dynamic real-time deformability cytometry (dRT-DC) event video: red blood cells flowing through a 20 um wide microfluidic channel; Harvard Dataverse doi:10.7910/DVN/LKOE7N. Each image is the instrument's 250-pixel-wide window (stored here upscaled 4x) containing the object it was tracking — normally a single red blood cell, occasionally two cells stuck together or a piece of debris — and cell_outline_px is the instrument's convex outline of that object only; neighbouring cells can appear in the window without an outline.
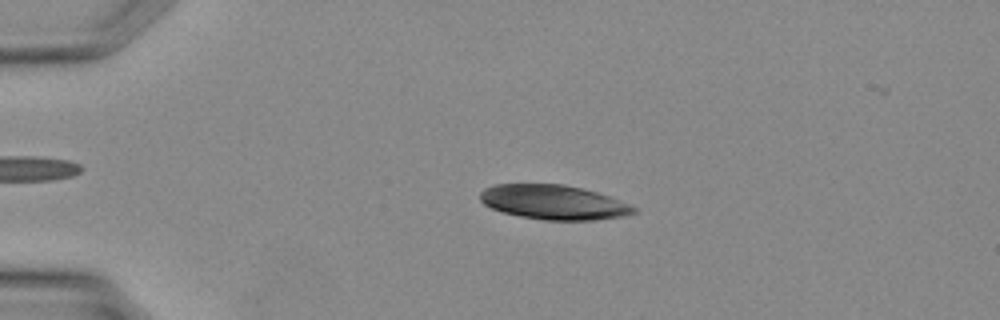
{"species": "Egyptian fruit bat (a non-hibernating species)", "species_latin": "Rousettus aegyptiacus", "temperature_condition": "warm", "stored_images_in_passage": 15, "camera_frame_rate_fps": 3000, "um_per_image_px": 0.085, "animal": {"sex": "female"}, "frame": {"image": 1, "passage_image": 5, "time_ms": 1.333, "image_size_px": [1000, 320], "cell_outline_px": [[636, 212], [624, 216], [596, 220], [544, 220], [520, 216], [504, 212], [492, 208], [484, 204], [480, 200], [480, 192], [484, 188], [496, 184], [564, 184], [596, 192], [608, 196], [628, 204], [636, 208]], "centroid_in_image_um": [47.04, 17.19], "position_along_channel_um": 38.0, "area_um2": 30.69}}
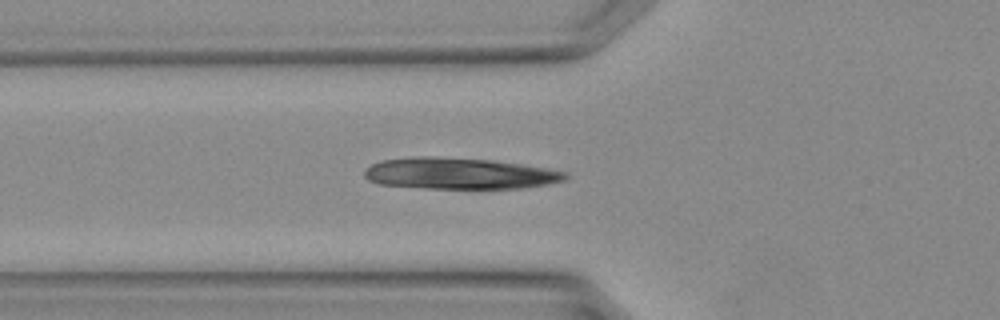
{"frame": {"image": 2, "passage_image": 10, "time_ms": 3.0, "image_size_px": [1000, 320], "cell_outline_px": [[568, 180], [548, 184], [520, 188], [424, 188], [380, 184], [368, 180], [364, 176], [364, 168], [380, 160], [416, 156], [436, 156], [496, 160], [524, 164], [548, 168], [568, 172]], "centroid_in_image_um": [39.07, 14.73], "position_along_channel_um": 86.7, "area_um2": 37.17}}
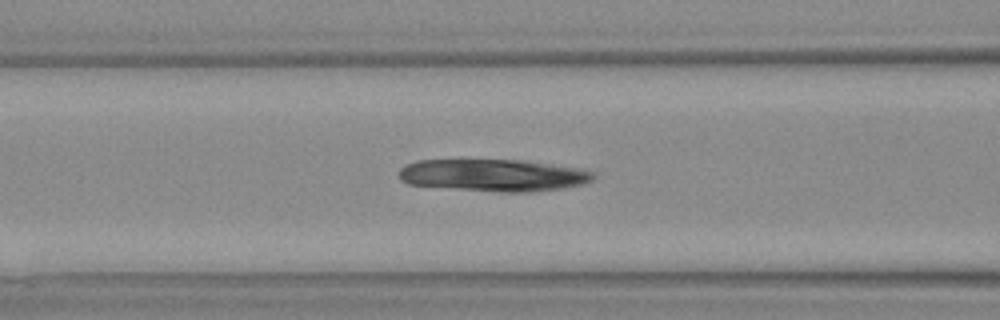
{"frame": {"image": 3, "passage_image": 12, "time_ms": 3.667, "image_size_px": [1000, 320], "cell_outline_px": [[596, 176], [592, 180], [584, 184], [560, 188], [528, 192], [500, 192], [408, 184], [400, 180], [400, 168], [416, 160], [524, 160], [584, 168], [596, 172]], "centroid_in_image_um": [42.02, 14.88], "position_along_channel_um": 124.6, "area_um2": 36.53}}